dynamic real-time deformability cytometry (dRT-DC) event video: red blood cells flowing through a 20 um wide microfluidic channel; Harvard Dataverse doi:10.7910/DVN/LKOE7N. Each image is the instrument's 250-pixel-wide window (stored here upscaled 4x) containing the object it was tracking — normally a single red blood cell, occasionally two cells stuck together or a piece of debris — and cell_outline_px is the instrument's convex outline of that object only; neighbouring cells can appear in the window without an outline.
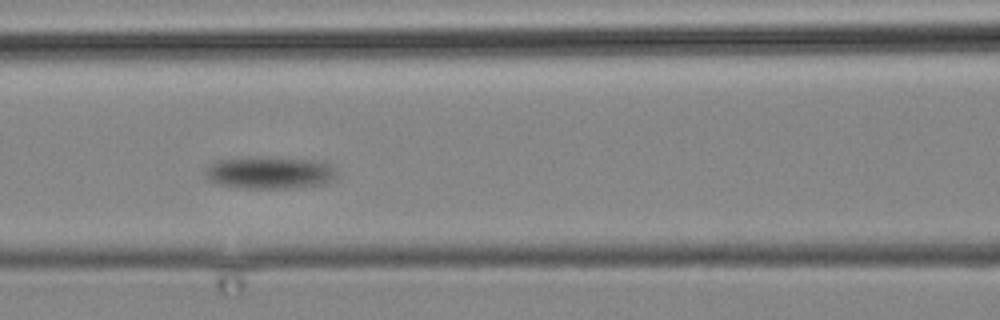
{"species": "common noctule bat (a hibernating species)", "species_latin": "Nyctalus noctula", "temperature_condition": "cold", "stored_images_in_passage": 9, "camera_frame_rate_fps": 3000, "um_per_image_px": 0.085, "animal": {"sex": "male", "body_mass_g": 19.2, "forearm_length_mm": 51.8}, "frame": {"image": 1, "passage_image": 5, "time_ms": 5.333, "image_size_px": [1000, 320], "cell_outline_px": [[340, 176], [328, 184], [292, 188], [244, 188], [216, 184], [208, 180], [204, 172], [216, 160], [268, 156], [324, 160], [332, 164], [336, 168]], "centroid_in_image_um": [23.07, 14.67], "position_along_channel_um": 143.5, "area_um2": 25.61}}
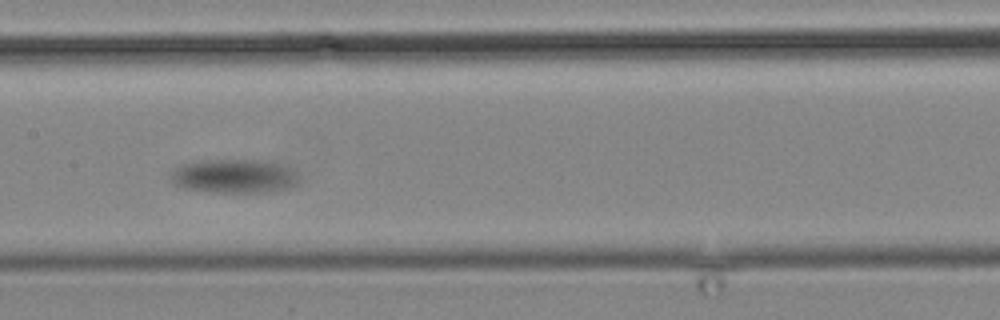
{"frame": {"image": 2, "passage_image": 6, "time_ms": 7.333, "image_size_px": [1000, 320], "cell_outline_px": [[296, 184], [288, 188], [272, 192], [208, 192], [184, 188], [176, 184], [172, 180], [172, 172], [180, 164], [204, 160], [264, 160], [280, 164], [296, 172]], "centroid_in_image_um": [19.9, 14.97], "position_along_channel_um": 187.5, "area_um2": 25.14}}
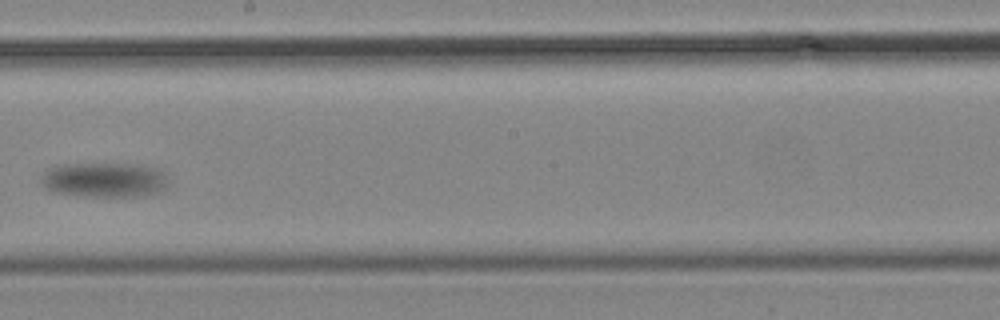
{"frame": {"image": 3, "passage_image": 8, "time_ms": 9.667, "image_size_px": [1000, 320], "cell_outline_px": [[168, 188], [160, 192], [144, 196], [84, 196], [52, 192], [44, 188], [40, 184], [40, 176], [48, 168], [64, 164], [140, 164], [156, 168], [164, 172], [168, 176]], "centroid_in_image_um": [8.89, 15.29], "position_along_channel_um": 239.3, "area_um2": 26.36}}